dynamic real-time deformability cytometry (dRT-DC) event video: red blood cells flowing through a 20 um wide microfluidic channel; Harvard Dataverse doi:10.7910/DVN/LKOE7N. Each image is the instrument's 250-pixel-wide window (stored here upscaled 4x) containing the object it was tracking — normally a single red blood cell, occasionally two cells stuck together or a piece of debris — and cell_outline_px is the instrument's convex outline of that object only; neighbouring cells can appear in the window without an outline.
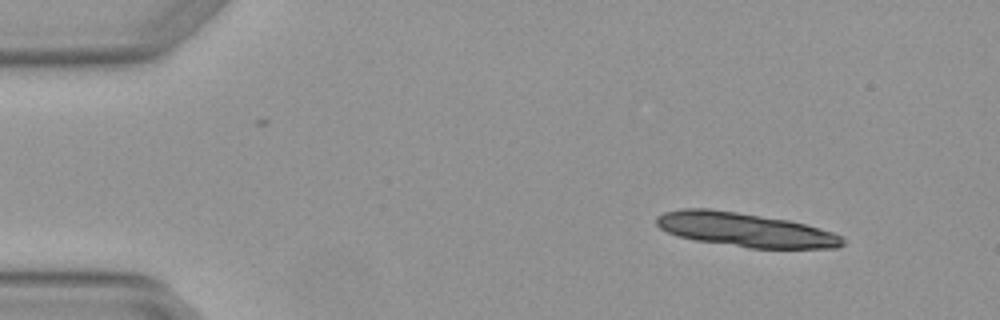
{"species": "Egyptian fruit bat (a non-hibernating species)", "species_latin": "Rousettus aegyptiacus", "temperature_condition": "warm", "stored_images_in_passage": 4, "camera_frame_rate_fps": 3000, "um_per_image_px": 0.085, "animal": {"sex": "female"}, "frame": {"image": 1, "passage_image": 1, "time_ms": 0.0, "image_size_px": [1000, 320], "cell_outline_px": [[844, 244], [836, 248], [748, 248], [696, 240], [676, 236], [660, 228], [656, 224], [656, 216], [664, 212], [680, 208], [708, 208], [736, 212], [788, 220], [820, 228], [832, 232], [840, 236], [844, 240]], "centroid_in_image_um": [63.29, 19.53], "position_along_channel_um": 21.7, "area_um2": 36.82}}
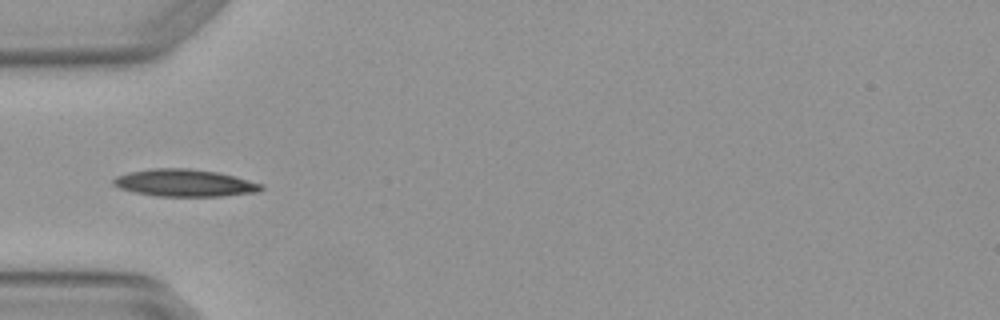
{"frame": {"image": 2, "passage_image": 4, "time_ms": 1.0, "image_size_px": [1000, 320], "cell_outline_px": [[264, 188], [260, 192], [224, 196], [156, 196], [132, 192], [120, 188], [112, 184], [112, 180], [116, 176], [128, 172], [152, 168], [188, 168], [216, 172], [236, 176], [264, 184]], "centroid_in_image_um": [15.71, 15.55], "position_along_channel_um": 69.3, "area_um2": 23.76}}